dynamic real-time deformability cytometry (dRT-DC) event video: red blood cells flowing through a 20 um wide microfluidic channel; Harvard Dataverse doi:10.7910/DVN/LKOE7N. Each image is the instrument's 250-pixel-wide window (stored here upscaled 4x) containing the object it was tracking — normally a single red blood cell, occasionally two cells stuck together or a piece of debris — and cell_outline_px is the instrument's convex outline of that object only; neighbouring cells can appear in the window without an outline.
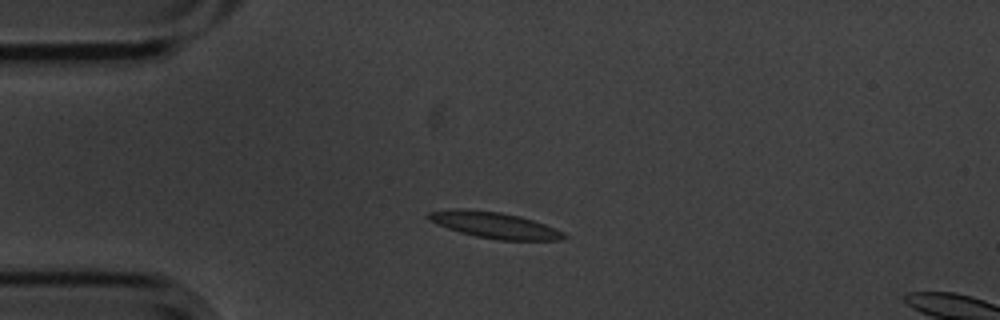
{"species": "common noctule bat (a hibernating species)", "species_latin": "Nyctalus noctula", "temperature_condition": "cold", "stored_images_in_passage": 6, "camera_frame_rate_fps": 3000, "um_per_image_px": 0.085, "animal": {"sex": "male", "body_mass_g": 20.1, "forearm_length_mm": 53.5}, "frame": {"image": 1, "passage_image": 3, "time_ms": 0.667, "image_size_px": [1000, 320], "cell_outline_px": [[568, 236], [560, 240], [500, 240], [476, 236], [460, 232], [436, 224], [428, 220], [424, 216], [428, 212], [456, 208], [464, 208], [500, 212], [520, 216], [544, 224], [564, 232]], "centroid_in_image_um": [41.98, 19.12], "position_along_channel_um": 43.0, "area_um2": 20.69}}
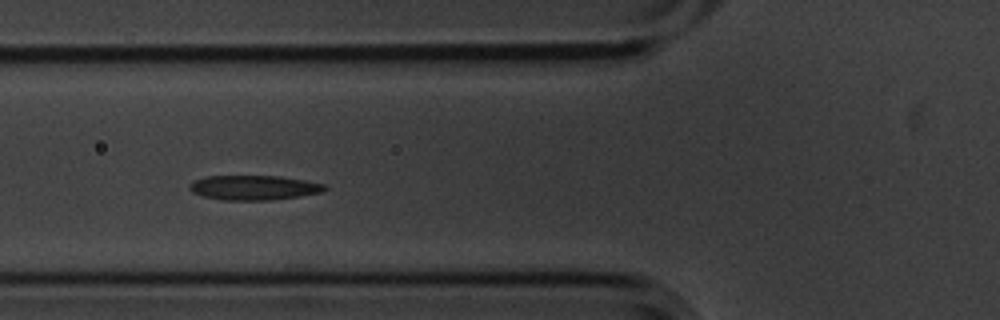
{"frame": {"image": 2, "passage_image": 5, "time_ms": 1.333, "image_size_px": [1000, 320], "cell_outline_px": [[328, 188], [320, 192], [300, 196], [272, 200], [224, 200], [200, 196], [192, 192], [188, 188], [188, 184], [192, 180], [208, 176], [280, 176], [304, 180], [324, 184]], "centroid_in_image_um": [21.51, 15.95], "position_along_channel_um": 104.3, "area_um2": 19.54}}
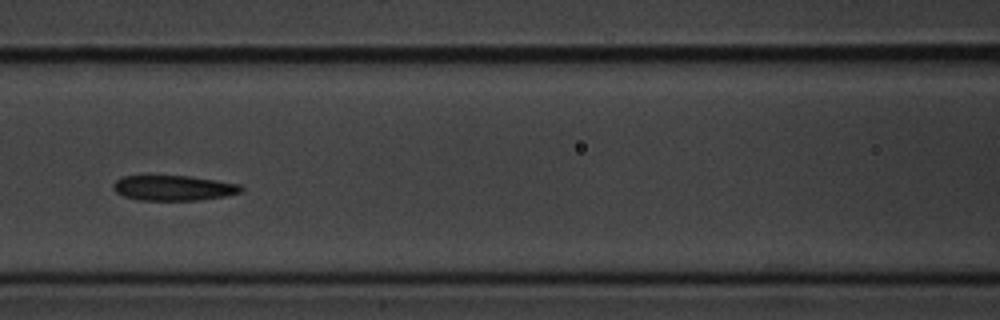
{"frame": {"image": 3, "passage_image": 6, "time_ms": 1.667, "image_size_px": [1000, 320], "cell_outline_px": [[244, 188], [240, 192], [228, 196], [200, 200], [136, 200], [124, 196], [116, 192], [112, 188], [112, 184], [120, 176], [148, 172], [188, 176], [216, 180], [240, 184]], "centroid_in_image_um": [14.65, 15.92], "position_along_channel_um": 151.9, "area_um2": 19.88}}